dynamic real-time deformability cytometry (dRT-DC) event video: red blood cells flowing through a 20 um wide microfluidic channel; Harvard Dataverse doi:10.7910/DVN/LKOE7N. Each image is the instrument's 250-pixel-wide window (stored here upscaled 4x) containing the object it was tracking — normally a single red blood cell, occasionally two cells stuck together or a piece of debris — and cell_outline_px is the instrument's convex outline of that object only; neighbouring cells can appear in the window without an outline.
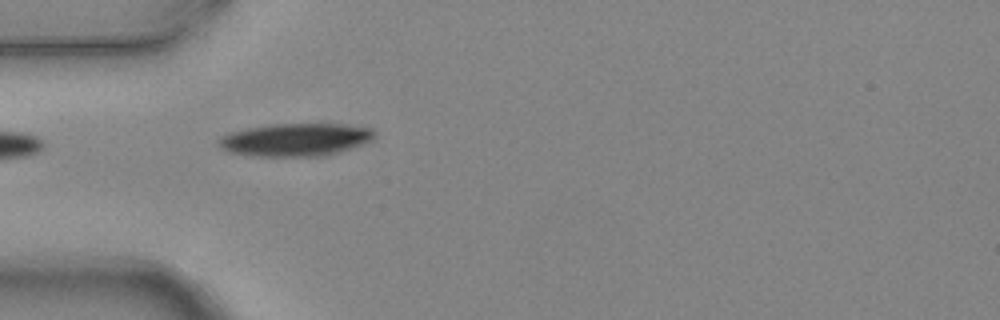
{"species": "common noctule bat (a hibernating species)", "species_latin": "Nyctalus noctula", "temperature_condition": "warm", "stored_images_in_passage": 6, "camera_frame_rate_fps": 3000, "um_per_image_px": 0.085, "animal": {"sex": "female", "body_mass_g": 24.6, "forearm_length_mm": 56.2}, "frame": {"image": 1, "passage_image": 5, "time_ms": 1.333, "image_size_px": [1000, 320], "cell_outline_px": [[372, 140], [340, 152], [320, 156], [256, 156], [232, 152], [220, 148], [216, 144], [220, 136], [232, 132], [248, 128], [272, 124], [336, 124], [372, 128]], "centroid_in_image_um": [25.06, 11.88], "position_along_channel_um": 59.9, "area_um2": 29.42}}
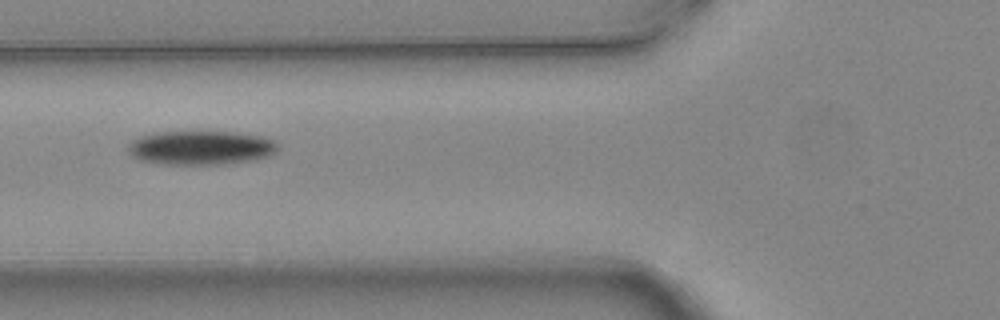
{"frame": {"image": 2, "passage_image": 6, "time_ms": 1.667, "image_size_px": [1000, 320], "cell_outline_px": [[280, 148], [276, 152], [268, 156], [256, 160], [224, 164], [164, 164], [140, 160], [132, 156], [128, 152], [128, 144], [132, 140], [140, 136], [156, 132], [232, 132], [260, 136], [276, 140], [280, 144]], "centroid_in_image_um": [17.11, 12.56], "position_along_channel_um": 108.7, "area_um2": 29.94}}